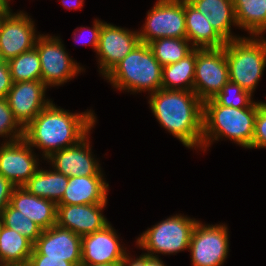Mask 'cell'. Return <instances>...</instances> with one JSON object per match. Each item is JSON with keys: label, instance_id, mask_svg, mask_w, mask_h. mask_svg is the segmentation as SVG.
I'll return each instance as SVG.
<instances>
[{"label": "cell", "instance_id": "cell-18", "mask_svg": "<svg viewBox=\"0 0 266 266\" xmlns=\"http://www.w3.org/2000/svg\"><path fill=\"white\" fill-rule=\"evenodd\" d=\"M107 203L65 205L57 204L56 225L81 237L103 229L110 221L103 212Z\"/></svg>", "mask_w": 266, "mask_h": 266}, {"label": "cell", "instance_id": "cell-10", "mask_svg": "<svg viewBox=\"0 0 266 266\" xmlns=\"http://www.w3.org/2000/svg\"><path fill=\"white\" fill-rule=\"evenodd\" d=\"M28 15L23 10L13 13L7 2L2 5L0 60L9 61L35 47L40 32L37 33L35 21Z\"/></svg>", "mask_w": 266, "mask_h": 266}, {"label": "cell", "instance_id": "cell-1", "mask_svg": "<svg viewBox=\"0 0 266 266\" xmlns=\"http://www.w3.org/2000/svg\"><path fill=\"white\" fill-rule=\"evenodd\" d=\"M97 117L93 110L69 112L51 101L24 128L23 139L41 150L42 160L53 153L68 148L83 139L95 126Z\"/></svg>", "mask_w": 266, "mask_h": 266}, {"label": "cell", "instance_id": "cell-23", "mask_svg": "<svg viewBox=\"0 0 266 266\" xmlns=\"http://www.w3.org/2000/svg\"><path fill=\"white\" fill-rule=\"evenodd\" d=\"M52 169V170H51ZM68 185V176L53 168H38L35 174L22 186L32 195L54 201L58 204Z\"/></svg>", "mask_w": 266, "mask_h": 266}, {"label": "cell", "instance_id": "cell-34", "mask_svg": "<svg viewBox=\"0 0 266 266\" xmlns=\"http://www.w3.org/2000/svg\"><path fill=\"white\" fill-rule=\"evenodd\" d=\"M29 266H74L64 258H46V255H30Z\"/></svg>", "mask_w": 266, "mask_h": 266}, {"label": "cell", "instance_id": "cell-5", "mask_svg": "<svg viewBox=\"0 0 266 266\" xmlns=\"http://www.w3.org/2000/svg\"><path fill=\"white\" fill-rule=\"evenodd\" d=\"M223 47L229 80L253 95L266 67V38L243 35Z\"/></svg>", "mask_w": 266, "mask_h": 266}, {"label": "cell", "instance_id": "cell-14", "mask_svg": "<svg viewBox=\"0 0 266 266\" xmlns=\"http://www.w3.org/2000/svg\"><path fill=\"white\" fill-rule=\"evenodd\" d=\"M22 138L1 143L0 174L16 187H22L40 167L39 155Z\"/></svg>", "mask_w": 266, "mask_h": 266}, {"label": "cell", "instance_id": "cell-37", "mask_svg": "<svg viewBox=\"0 0 266 266\" xmlns=\"http://www.w3.org/2000/svg\"><path fill=\"white\" fill-rule=\"evenodd\" d=\"M131 253H127L121 262V266H146V255L141 253L136 258L131 257Z\"/></svg>", "mask_w": 266, "mask_h": 266}, {"label": "cell", "instance_id": "cell-7", "mask_svg": "<svg viewBox=\"0 0 266 266\" xmlns=\"http://www.w3.org/2000/svg\"><path fill=\"white\" fill-rule=\"evenodd\" d=\"M59 36L40 34L35 47L41 62V81L48 87L63 86L85 68L71 58Z\"/></svg>", "mask_w": 266, "mask_h": 266}, {"label": "cell", "instance_id": "cell-39", "mask_svg": "<svg viewBox=\"0 0 266 266\" xmlns=\"http://www.w3.org/2000/svg\"><path fill=\"white\" fill-rule=\"evenodd\" d=\"M146 266H167L165 262L159 257H152L146 255Z\"/></svg>", "mask_w": 266, "mask_h": 266}, {"label": "cell", "instance_id": "cell-16", "mask_svg": "<svg viewBox=\"0 0 266 266\" xmlns=\"http://www.w3.org/2000/svg\"><path fill=\"white\" fill-rule=\"evenodd\" d=\"M116 230L109 223L103 229L82 236L81 264H109L122 262L130 252L121 244Z\"/></svg>", "mask_w": 266, "mask_h": 266}, {"label": "cell", "instance_id": "cell-15", "mask_svg": "<svg viewBox=\"0 0 266 266\" xmlns=\"http://www.w3.org/2000/svg\"><path fill=\"white\" fill-rule=\"evenodd\" d=\"M47 88L41 80L12 84L6 99L15 119L23 128L52 101L46 97Z\"/></svg>", "mask_w": 266, "mask_h": 266}, {"label": "cell", "instance_id": "cell-41", "mask_svg": "<svg viewBox=\"0 0 266 266\" xmlns=\"http://www.w3.org/2000/svg\"><path fill=\"white\" fill-rule=\"evenodd\" d=\"M0 266H29L28 263H0Z\"/></svg>", "mask_w": 266, "mask_h": 266}, {"label": "cell", "instance_id": "cell-30", "mask_svg": "<svg viewBox=\"0 0 266 266\" xmlns=\"http://www.w3.org/2000/svg\"><path fill=\"white\" fill-rule=\"evenodd\" d=\"M252 96L254 95L229 80L213 99L221 106L247 108L254 102Z\"/></svg>", "mask_w": 266, "mask_h": 266}, {"label": "cell", "instance_id": "cell-6", "mask_svg": "<svg viewBox=\"0 0 266 266\" xmlns=\"http://www.w3.org/2000/svg\"><path fill=\"white\" fill-rule=\"evenodd\" d=\"M197 222L195 218L181 213L169 216L143 231L135 244L139 249L146 251L143 254L148 256L176 255L189 250L190 237Z\"/></svg>", "mask_w": 266, "mask_h": 266}, {"label": "cell", "instance_id": "cell-13", "mask_svg": "<svg viewBox=\"0 0 266 266\" xmlns=\"http://www.w3.org/2000/svg\"><path fill=\"white\" fill-rule=\"evenodd\" d=\"M90 133L75 145L53 153L46 159V163L68 177L105 176L99 160L92 154Z\"/></svg>", "mask_w": 266, "mask_h": 266}, {"label": "cell", "instance_id": "cell-38", "mask_svg": "<svg viewBox=\"0 0 266 266\" xmlns=\"http://www.w3.org/2000/svg\"><path fill=\"white\" fill-rule=\"evenodd\" d=\"M62 5L68 9V10H71V9H82L83 8V5H84V0H62L61 1Z\"/></svg>", "mask_w": 266, "mask_h": 266}, {"label": "cell", "instance_id": "cell-3", "mask_svg": "<svg viewBox=\"0 0 266 266\" xmlns=\"http://www.w3.org/2000/svg\"><path fill=\"white\" fill-rule=\"evenodd\" d=\"M259 101L247 108L219 105L213 98L203 102L202 150H206L219 139H229L238 146L252 149L255 119Z\"/></svg>", "mask_w": 266, "mask_h": 266}, {"label": "cell", "instance_id": "cell-44", "mask_svg": "<svg viewBox=\"0 0 266 266\" xmlns=\"http://www.w3.org/2000/svg\"><path fill=\"white\" fill-rule=\"evenodd\" d=\"M260 102V105L266 110V102H262V101H259Z\"/></svg>", "mask_w": 266, "mask_h": 266}, {"label": "cell", "instance_id": "cell-43", "mask_svg": "<svg viewBox=\"0 0 266 266\" xmlns=\"http://www.w3.org/2000/svg\"><path fill=\"white\" fill-rule=\"evenodd\" d=\"M9 3L10 4V0H0V7L5 3Z\"/></svg>", "mask_w": 266, "mask_h": 266}, {"label": "cell", "instance_id": "cell-32", "mask_svg": "<svg viewBox=\"0 0 266 266\" xmlns=\"http://www.w3.org/2000/svg\"><path fill=\"white\" fill-rule=\"evenodd\" d=\"M102 25H103V21L96 18L93 22V27H91V28L90 27H83V26H81L80 28L77 27L73 33V40L77 43L82 44V45L83 44L91 45L94 52H96L97 47H98L99 36H100V31H101ZM85 30L88 32L89 37H88V39L85 38V40H84L82 38L83 36H81V35L84 33ZM86 31H85V33H87ZM77 33H80V34H77ZM78 35L81 36L80 39H78L80 37V36L78 37ZM81 39H82V42L80 41Z\"/></svg>", "mask_w": 266, "mask_h": 266}, {"label": "cell", "instance_id": "cell-29", "mask_svg": "<svg viewBox=\"0 0 266 266\" xmlns=\"http://www.w3.org/2000/svg\"><path fill=\"white\" fill-rule=\"evenodd\" d=\"M2 224L26 237L33 244L41 236L43 229L8 204L1 213Z\"/></svg>", "mask_w": 266, "mask_h": 266}, {"label": "cell", "instance_id": "cell-20", "mask_svg": "<svg viewBox=\"0 0 266 266\" xmlns=\"http://www.w3.org/2000/svg\"><path fill=\"white\" fill-rule=\"evenodd\" d=\"M10 205L43 230L56 225L57 204L54 201L32 195L24 187L14 188Z\"/></svg>", "mask_w": 266, "mask_h": 266}, {"label": "cell", "instance_id": "cell-8", "mask_svg": "<svg viewBox=\"0 0 266 266\" xmlns=\"http://www.w3.org/2000/svg\"><path fill=\"white\" fill-rule=\"evenodd\" d=\"M230 234L225 223L195 224L189 244L192 266H223L228 258Z\"/></svg>", "mask_w": 266, "mask_h": 266}, {"label": "cell", "instance_id": "cell-9", "mask_svg": "<svg viewBox=\"0 0 266 266\" xmlns=\"http://www.w3.org/2000/svg\"><path fill=\"white\" fill-rule=\"evenodd\" d=\"M138 31L145 44L158 38H186L185 0H157Z\"/></svg>", "mask_w": 266, "mask_h": 266}, {"label": "cell", "instance_id": "cell-11", "mask_svg": "<svg viewBox=\"0 0 266 266\" xmlns=\"http://www.w3.org/2000/svg\"><path fill=\"white\" fill-rule=\"evenodd\" d=\"M228 81V63L224 47L196 48L193 91L198 98L204 102L215 97Z\"/></svg>", "mask_w": 266, "mask_h": 266}, {"label": "cell", "instance_id": "cell-45", "mask_svg": "<svg viewBox=\"0 0 266 266\" xmlns=\"http://www.w3.org/2000/svg\"><path fill=\"white\" fill-rule=\"evenodd\" d=\"M1 224H2V218H1V214H0V226H1Z\"/></svg>", "mask_w": 266, "mask_h": 266}, {"label": "cell", "instance_id": "cell-21", "mask_svg": "<svg viewBox=\"0 0 266 266\" xmlns=\"http://www.w3.org/2000/svg\"><path fill=\"white\" fill-rule=\"evenodd\" d=\"M200 13L206 15L211 26L225 40L231 41L242 36L232 33L237 27L233 0H187ZM234 34V35H233Z\"/></svg>", "mask_w": 266, "mask_h": 266}, {"label": "cell", "instance_id": "cell-26", "mask_svg": "<svg viewBox=\"0 0 266 266\" xmlns=\"http://www.w3.org/2000/svg\"><path fill=\"white\" fill-rule=\"evenodd\" d=\"M33 243L3 224L0 226V263H28Z\"/></svg>", "mask_w": 266, "mask_h": 266}, {"label": "cell", "instance_id": "cell-28", "mask_svg": "<svg viewBox=\"0 0 266 266\" xmlns=\"http://www.w3.org/2000/svg\"><path fill=\"white\" fill-rule=\"evenodd\" d=\"M13 83L41 80V62L36 47L8 61Z\"/></svg>", "mask_w": 266, "mask_h": 266}, {"label": "cell", "instance_id": "cell-35", "mask_svg": "<svg viewBox=\"0 0 266 266\" xmlns=\"http://www.w3.org/2000/svg\"><path fill=\"white\" fill-rule=\"evenodd\" d=\"M12 78L8 61L0 60V98H6L12 87Z\"/></svg>", "mask_w": 266, "mask_h": 266}, {"label": "cell", "instance_id": "cell-17", "mask_svg": "<svg viewBox=\"0 0 266 266\" xmlns=\"http://www.w3.org/2000/svg\"><path fill=\"white\" fill-rule=\"evenodd\" d=\"M82 237L69 229L54 225L42 231L33 245L31 255H46V258H64L74 266L81 264Z\"/></svg>", "mask_w": 266, "mask_h": 266}, {"label": "cell", "instance_id": "cell-4", "mask_svg": "<svg viewBox=\"0 0 266 266\" xmlns=\"http://www.w3.org/2000/svg\"><path fill=\"white\" fill-rule=\"evenodd\" d=\"M163 66L154 57L148 44L140 42L104 77L116 90L131 94L161 89Z\"/></svg>", "mask_w": 266, "mask_h": 266}, {"label": "cell", "instance_id": "cell-24", "mask_svg": "<svg viewBox=\"0 0 266 266\" xmlns=\"http://www.w3.org/2000/svg\"><path fill=\"white\" fill-rule=\"evenodd\" d=\"M238 29L249 36L266 33V0H233Z\"/></svg>", "mask_w": 266, "mask_h": 266}, {"label": "cell", "instance_id": "cell-25", "mask_svg": "<svg viewBox=\"0 0 266 266\" xmlns=\"http://www.w3.org/2000/svg\"><path fill=\"white\" fill-rule=\"evenodd\" d=\"M196 48L176 63L163 66L161 89L193 91Z\"/></svg>", "mask_w": 266, "mask_h": 266}, {"label": "cell", "instance_id": "cell-22", "mask_svg": "<svg viewBox=\"0 0 266 266\" xmlns=\"http://www.w3.org/2000/svg\"><path fill=\"white\" fill-rule=\"evenodd\" d=\"M186 38L194 48H221L226 41L211 26L206 15L185 0Z\"/></svg>", "mask_w": 266, "mask_h": 266}, {"label": "cell", "instance_id": "cell-40", "mask_svg": "<svg viewBox=\"0 0 266 266\" xmlns=\"http://www.w3.org/2000/svg\"><path fill=\"white\" fill-rule=\"evenodd\" d=\"M79 266H121V262L109 264H80Z\"/></svg>", "mask_w": 266, "mask_h": 266}, {"label": "cell", "instance_id": "cell-31", "mask_svg": "<svg viewBox=\"0 0 266 266\" xmlns=\"http://www.w3.org/2000/svg\"><path fill=\"white\" fill-rule=\"evenodd\" d=\"M23 136L24 128L15 119L7 99L0 98V138H4L1 139L3 140L2 143L18 141Z\"/></svg>", "mask_w": 266, "mask_h": 266}, {"label": "cell", "instance_id": "cell-2", "mask_svg": "<svg viewBox=\"0 0 266 266\" xmlns=\"http://www.w3.org/2000/svg\"><path fill=\"white\" fill-rule=\"evenodd\" d=\"M148 99L162 128L188 149L202 151L203 102L194 91L159 89Z\"/></svg>", "mask_w": 266, "mask_h": 266}, {"label": "cell", "instance_id": "cell-42", "mask_svg": "<svg viewBox=\"0 0 266 266\" xmlns=\"http://www.w3.org/2000/svg\"><path fill=\"white\" fill-rule=\"evenodd\" d=\"M2 29V6L0 7V33Z\"/></svg>", "mask_w": 266, "mask_h": 266}, {"label": "cell", "instance_id": "cell-27", "mask_svg": "<svg viewBox=\"0 0 266 266\" xmlns=\"http://www.w3.org/2000/svg\"><path fill=\"white\" fill-rule=\"evenodd\" d=\"M148 45L162 66L178 62L194 49L187 38H158Z\"/></svg>", "mask_w": 266, "mask_h": 266}, {"label": "cell", "instance_id": "cell-12", "mask_svg": "<svg viewBox=\"0 0 266 266\" xmlns=\"http://www.w3.org/2000/svg\"><path fill=\"white\" fill-rule=\"evenodd\" d=\"M140 43L138 31L103 22L96 58L102 78Z\"/></svg>", "mask_w": 266, "mask_h": 266}, {"label": "cell", "instance_id": "cell-33", "mask_svg": "<svg viewBox=\"0 0 266 266\" xmlns=\"http://www.w3.org/2000/svg\"><path fill=\"white\" fill-rule=\"evenodd\" d=\"M266 148V110L259 105L255 119L252 149Z\"/></svg>", "mask_w": 266, "mask_h": 266}, {"label": "cell", "instance_id": "cell-36", "mask_svg": "<svg viewBox=\"0 0 266 266\" xmlns=\"http://www.w3.org/2000/svg\"><path fill=\"white\" fill-rule=\"evenodd\" d=\"M16 186L0 174V214L10 204V198Z\"/></svg>", "mask_w": 266, "mask_h": 266}, {"label": "cell", "instance_id": "cell-19", "mask_svg": "<svg viewBox=\"0 0 266 266\" xmlns=\"http://www.w3.org/2000/svg\"><path fill=\"white\" fill-rule=\"evenodd\" d=\"M104 176L68 177V185L58 204L108 203L109 184Z\"/></svg>", "mask_w": 266, "mask_h": 266}]
</instances>
